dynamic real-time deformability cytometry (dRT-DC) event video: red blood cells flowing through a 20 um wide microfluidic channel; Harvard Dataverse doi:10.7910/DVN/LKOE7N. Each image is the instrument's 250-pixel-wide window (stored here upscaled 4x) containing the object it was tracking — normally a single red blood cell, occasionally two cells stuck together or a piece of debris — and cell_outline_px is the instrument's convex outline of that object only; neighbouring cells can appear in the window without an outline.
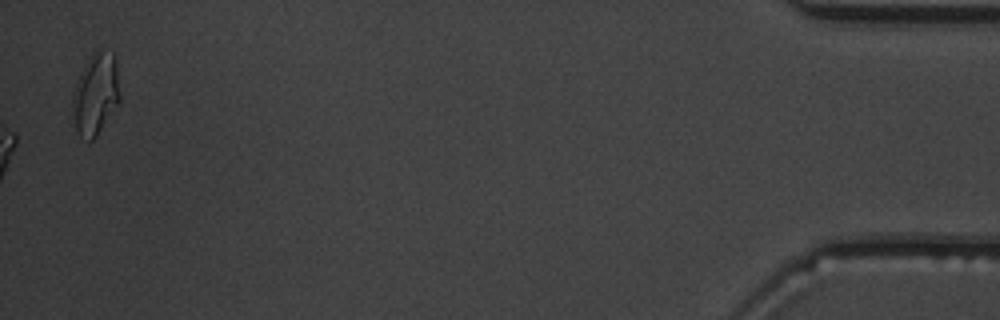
{"species": "common noctule bat (a hibernating species)", "species_latin": "Nyctalus noctula", "temperature_condition": "warm", "stored_images_in_passage": 48, "camera_frame_rate_fps": 3000, "um_per_image_px": 0.085, "animal": {"sex": "male", "body_mass_g": 19.5, "forearm_length_mm": 54.6}, "frame": {"image": 1, "passage_image": 48, "time_ms": 15.667, "image_size_px": [1000, 320], "cell_outline_px": [[120, 100], [96, 136], [92, 140], [80, 140], [76, 132], [72, 116], [72, 96], [80, 72], [92, 52], [96, 48], [100, 48], [112, 52], [116, 56], [120, 96]], "centroid_in_image_um": [8.11, 7.97], "position_along_channel_um": 427.1, "area_um2": 22.95}, "authors_computed_cell_mechanics": {"area_um2": 17.7735, "velocity_mm_per_s": 3.8171, "shape_relaxation_time_tau1_ms": 4.749, "shape_relaxation_time_tau2_ms": 3.164, "deformation_change_tau1": 0.1731, "deformation_change_tau2": 0.1139}}